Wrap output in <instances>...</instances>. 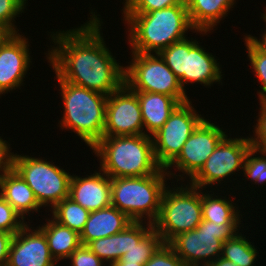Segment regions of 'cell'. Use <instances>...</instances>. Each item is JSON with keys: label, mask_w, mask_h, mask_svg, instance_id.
Returning <instances> with one entry per match:
<instances>
[{"label": "cell", "mask_w": 266, "mask_h": 266, "mask_svg": "<svg viewBox=\"0 0 266 266\" xmlns=\"http://www.w3.org/2000/svg\"><path fill=\"white\" fill-rule=\"evenodd\" d=\"M144 134L141 106L137 94L124 83L108 96L103 136Z\"/></svg>", "instance_id": "cell-14"}, {"label": "cell", "mask_w": 266, "mask_h": 266, "mask_svg": "<svg viewBox=\"0 0 266 266\" xmlns=\"http://www.w3.org/2000/svg\"><path fill=\"white\" fill-rule=\"evenodd\" d=\"M28 0H0V31L2 33H18L14 21L26 9Z\"/></svg>", "instance_id": "cell-30"}, {"label": "cell", "mask_w": 266, "mask_h": 266, "mask_svg": "<svg viewBox=\"0 0 266 266\" xmlns=\"http://www.w3.org/2000/svg\"><path fill=\"white\" fill-rule=\"evenodd\" d=\"M27 222L14 210V208L0 195V231L15 234Z\"/></svg>", "instance_id": "cell-32"}, {"label": "cell", "mask_w": 266, "mask_h": 266, "mask_svg": "<svg viewBox=\"0 0 266 266\" xmlns=\"http://www.w3.org/2000/svg\"><path fill=\"white\" fill-rule=\"evenodd\" d=\"M10 144L0 137V175L11 167Z\"/></svg>", "instance_id": "cell-37"}, {"label": "cell", "mask_w": 266, "mask_h": 266, "mask_svg": "<svg viewBox=\"0 0 266 266\" xmlns=\"http://www.w3.org/2000/svg\"><path fill=\"white\" fill-rule=\"evenodd\" d=\"M87 246L102 261L109 262L108 265L121 259L119 233L92 240Z\"/></svg>", "instance_id": "cell-28"}, {"label": "cell", "mask_w": 266, "mask_h": 266, "mask_svg": "<svg viewBox=\"0 0 266 266\" xmlns=\"http://www.w3.org/2000/svg\"><path fill=\"white\" fill-rule=\"evenodd\" d=\"M127 24L131 52L160 53L186 39L192 26L187 5L178 4L149 13H122ZM127 21V22H126Z\"/></svg>", "instance_id": "cell-2"}, {"label": "cell", "mask_w": 266, "mask_h": 266, "mask_svg": "<svg viewBox=\"0 0 266 266\" xmlns=\"http://www.w3.org/2000/svg\"><path fill=\"white\" fill-rule=\"evenodd\" d=\"M197 40H181L163 49L159 54L179 79L182 88L186 84L200 83L208 88L221 82V67L214 55L204 50Z\"/></svg>", "instance_id": "cell-7"}, {"label": "cell", "mask_w": 266, "mask_h": 266, "mask_svg": "<svg viewBox=\"0 0 266 266\" xmlns=\"http://www.w3.org/2000/svg\"><path fill=\"white\" fill-rule=\"evenodd\" d=\"M133 221L114 206L90 212L83 231L80 234L81 245L92 240L108 237L124 230Z\"/></svg>", "instance_id": "cell-18"}, {"label": "cell", "mask_w": 266, "mask_h": 266, "mask_svg": "<svg viewBox=\"0 0 266 266\" xmlns=\"http://www.w3.org/2000/svg\"><path fill=\"white\" fill-rule=\"evenodd\" d=\"M0 195L23 218L29 212H40L41 206L34 196L33 190L23 178L10 167L0 175Z\"/></svg>", "instance_id": "cell-19"}, {"label": "cell", "mask_w": 266, "mask_h": 266, "mask_svg": "<svg viewBox=\"0 0 266 266\" xmlns=\"http://www.w3.org/2000/svg\"><path fill=\"white\" fill-rule=\"evenodd\" d=\"M183 4L188 5L191 0H181Z\"/></svg>", "instance_id": "cell-42"}, {"label": "cell", "mask_w": 266, "mask_h": 266, "mask_svg": "<svg viewBox=\"0 0 266 266\" xmlns=\"http://www.w3.org/2000/svg\"><path fill=\"white\" fill-rule=\"evenodd\" d=\"M257 123L254 127V137L250 136L251 147L261 150L266 154V104H259Z\"/></svg>", "instance_id": "cell-35"}, {"label": "cell", "mask_w": 266, "mask_h": 266, "mask_svg": "<svg viewBox=\"0 0 266 266\" xmlns=\"http://www.w3.org/2000/svg\"><path fill=\"white\" fill-rule=\"evenodd\" d=\"M226 135L225 131L218 125L211 123L209 119H204L187 139L178 156L165 168L169 178L179 176L181 178L178 177L176 179L177 182L180 180L185 181L183 176L186 174V179L189 176L191 180L200 171L207 158ZM171 167L173 169L176 167L184 175H176L175 172L171 173L172 171H168Z\"/></svg>", "instance_id": "cell-13"}, {"label": "cell", "mask_w": 266, "mask_h": 266, "mask_svg": "<svg viewBox=\"0 0 266 266\" xmlns=\"http://www.w3.org/2000/svg\"><path fill=\"white\" fill-rule=\"evenodd\" d=\"M91 14L78 28L51 32L54 46L45 54L63 81L109 96L124 84L125 67L107 48L99 15Z\"/></svg>", "instance_id": "cell-1"}, {"label": "cell", "mask_w": 266, "mask_h": 266, "mask_svg": "<svg viewBox=\"0 0 266 266\" xmlns=\"http://www.w3.org/2000/svg\"><path fill=\"white\" fill-rule=\"evenodd\" d=\"M46 221L38 228L46 236L51 256L56 262L67 259L81 245L80 235L54 219Z\"/></svg>", "instance_id": "cell-22"}, {"label": "cell", "mask_w": 266, "mask_h": 266, "mask_svg": "<svg viewBox=\"0 0 266 266\" xmlns=\"http://www.w3.org/2000/svg\"><path fill=\"white\" fill-rule=\"evenodd\" d=\"M201 191L188 183L165 188L159 216L153 223L164 243H169L180 233L194 230L202 222Z\"/></svg>", "instance_id": "cell-6"}, {"label": "cell", "mask_w": 266, "mask_h": 266, "mask_svg": "<svg viewBox=\"0 0 266 266\" xmlns=\"http://www.w3.org/2000/svg\"><path fill=\"white\" fill-rule=\"evenodd\" d=\"M91 150L110 178L147 176L162 168L155 159L152 136L146 134L103 136Z\"/></svg>", "instance_id": "cell-3"}, {"label": "cell", "mask_w": 266, "mask_h": 266, "mask_svg": "<svg viewBox=\"0 0 266 266\" xmlns=\"http://www.w3.org/2000/svg\"><path fill=\"white\" fill-rule=\"evenodd\" d=\"M208 266H235V265L229 260H226L220 256L214 262L210 263Z\"/></svg>", "instance_id": "cell-40"}, {"label": "cell", "mask_w": 266, "mask_h": 266, "mask_svg": "<svg viewBox=\"0 0 266 266\" xmlns=\"http://www.w3.org/2000/svg\"><path fill=\"white\" fill-rule=\"evenodd\" d=\"M67 259L71 266H105L106 263L98 258L87 245H80ZM105 263V264H104Z\"/></svg>", "instance_id": "cell-36"}, {"label": "cell", "mask_w": 266, "mask_h": 266, "mask_svg": "<svg viewBox=\"0 0 266 266\" xmlns=\"http://www.w3.org/2000/svg\"><path fill=\"white\" fill-rule=\"evenodd\" d=\"M134 92H136L141 106L143 125L146 129L145 134L152 136L164 125L180 103L174 97L164 94L145 91Z\"/></svg>", "instance_id": "cell-20"}, {"label": "cell", "mask_w": 266, "mask_h": 266, "mask_svg": "<svg viewBox=\"0 0 266 266\" xmlns=\"http://www.w3.org/2000/svg\"><path fill=\"white\" fill-rule=\"evenodd\" d=\"M26 224L14 234L6 266H56L44 233Z\"/></svg>", "instance_id": "cell-16"}, {"label": "cell", "mask_w": 266, "mask_h": 266, "mask_svg": "<svg viewBox=\"0 0 266 266\" xmlns=\"http://www.w3.org/2000/svg\"><path fill=\"white\" fill-rule=\"evenodd\" d=\"M245 46L250 60V66L260 82L258 93L259 103L266 104V54L260 51L246 36L244 37Z\"/></svg>", "instance_id": "cell-27"}, {"label": "cell", "mask_w": 266, "mask_h": 266, "mask_svg": "<svg viewBox=\"0 0 266 266\" xmlns=\"http://www.w3.org/2000/svg\"><path fill=\"white\" fill-rule=\"evenodd\" d=\"M250 240L238 232L234 237L223 242L222 255L235 266H254L259 252Z\"/></svg>", "instance_id": "cell-24"}, {"label": "cell", "mask_w": 266, "mask_h": 266, "mask_svg": "<svg viewBox=\"0 0 266 266\" xmlns=\"http://www.w3.org/2000/svg\"><path fill=\"white\" fill-rule=\"evenodd\" d=\"M236 0H191L187 10L194 33L207 34L228 16V12L234 7Z\"/></svg>", "instance_id": "cell-21"}, {"label": "cell", "mask_w": 266, "mask_h": 266, "mask_svg": "<svg viewBox=\"0 0 266 266\" xmlns=\"http://www.w3.org/2000/svg\"><path fill=\"white\" fill-rule=\"evenodd\" d=\"M123 13H149L173 5L183 4L181 0H125Z\"/></svg>", "instance_id": "cell-33"}, {"label": "cell", "mask_w": 266, "mask_h": 266, "mask_svg": "<svg viewBox=\"0 0 266 266\" xmlns=\"http://www.w3.org/2000/svg\"><path fill=\"white\" fill-rule=\"evenodd\" d=\"M167 179L170 178L165 168L147 176L111 178L112 206L132 221H145L147 218L146 221L153 224L160 213Z\"/></svg>", "instance_id": "cell-5"}, {"label": "cell", "mask_w": 266, "mask_h": 266, "mask_svg": "<svg viewBox=\"0 0 266 266\" xmlns=\"http://www.w3.org/2000/svg\"><path fill=\"white\" fill-rule=\"evenodd\" d=\"M250 148L249 137L228 138L226 135L189 184L202 190L209 185L212 188L216 183L218 186L226 177L228 180L230 175L243 170L245 156Z\"/></svg>", "instance_id": "cell-12"}, {"label": "cell", "mask_w": 266, "mask_h": 266, "mask_svg": "<svg viewBox=\"0 0 266 266\" xmlns=\"http://www.w3.org/2000/svg\"><path fill=\"white\" fill-rule=\"evenodd\" d=\"M189 100L179 104L164 125L152 135L157 163L166 168L181 152L183 145L205 117Z\"/></svg>", "instance_id": "cell-11"}, {"label": "cell", "mask_w": 266, "mask_h": 266, "mask_svg": "<svg viewBox=\"0 0 266 266\" xmlns=\"http://www.w3.org/2000/svg\"><path fill=\"white\" fill-rule=\"evenodd\" d=\"M86 176L72 175L69 198L89 212L111 206V178L101 169Z\"/></svg>", "instance_id": "cell-17"}, {"label": "cell", "mask_w": 266, "mask_h": 266, "mask_svg": "<svg viewBox=\"0 0 266 266\" xmlns=\"http://www.w3.org/2000/svg\"><path fill=\"white\" fill-rule=\"evenodd\" d=\"M132 55L124 74V83L131 90L164 94L174 97L180 104L190 100L160 54L132 52Z\"/></svg>", "instance_id": "cell-10"}, {"label": "cell", "mask_w": 266, "mask_h": 266, "mask_svg": "<svg viewBox=\"0 0 266 266\" xmlns=\"http://www.w3.org/2000/svg\"><path fill=\"white\" fill-rule=\"evenodd\" d=\"M240 224L202 220L191 231L174 237L168 244L187 266H208L222 255L223 242L234 237Z\"/></svg>", "instance_id": "cell-8"}, {"label": "cell", "mask_w": 266, "mask_h": 266, "mask_svg": "<svg viewBox=\"0 0 266 266\" xmlns=\"http://www.w3.org/2000/svg\"><path fill=\"white\" fill-rule=\"evenodd\" d=\"M263 14V15H262ZM261 18H263V21L266 23V13H262ZM246 37L264 54H266V29L264 30V33L261 35V39H257L258 37L252 36V35H246Z\"/></svg>", "instance_id": "cell-39"}, {"label": "cell", "mask_w": 266, "mask_h": 266, "mask_svg": "<svg viewBox=\"0 0 266 266\" xmlns=\"http://www.w3.org/2000/svg\"><path fill=\"white\" fill-rule=\"evenodd\" d=\"M52 217L59 224L69 227L79 235L83 231L90 212L67 197L52 209Z\"/></svg>", "instance_id": "cell-25"}, {"label": "cell", "mask_w": 266, "mask_h": 266, "mask_svg": "<svg viewBox=\"0 0 266 266\" xmlns=\"http://www.w3.org/2000/svg\"><path fill=\"white\" fill-rule=\"evenodd\" d=\"M11 167L33 190L41 207L51 206L53 209L59 202L69 197L72 175L56 166L54 162L12 152Z\"/></svg>", "instance_id": "cell-9"}, {"label": "cell", "mask_w": 266, "mask_h": 266, "mask_svg": "<svg viewBox=\"0 0 266 266\" xmlns=\"http://www.w3.org/2000/svg\"><path fill=\"white\" fill-rule=\"evenodd\" d=\"M257 153L262 155L256 156ZM242 171L245 178L251 179V182L264 184L266 182V154L259 149L251 147L245 156Z\"/></svg>", "instance_id": "cell-29"}, {"label": "cell", "mask_w": 266, "mask_h": 266, "mask_svg": "<svg viewBox=\"0 0 266 266\" xmlns=\"http://www.w3.org/2000/svg\"><path fill=\"white\" fill-rule=\"evenodd\" d=\"M144 266H187L173 248L164 243Z\"/></svg>", "instance_id": "cell-34"}, {"label": "cell", "mask_w": 266, "mask_h": 266, "mask_svg": "<svg viewBox=\"0 0 266 266\" xmlns=\"http://www.w3.org/2000/svg\"><path fill=\"white\" fill-rule=\"evenodd\" d=\"M163 244L162 237L152 228L138 244H135L116 262H138V264H145Z\"/></svg>", "instance_id": "cell-26"}, {"label": "cell", "mask_w": 266, "mask_h": 266, "mask_svg": "<svg viewBox=\"0 0 266 266\" xmlns=\"http://www.w3.org/2000/svg\"><path fill=\"white\" fill-rule=\"evenodd\" d=\"M22 35L3 33L0 36V95L20 88L32 63L28 38Z\"/></svg>", "instance_id": "cell-15"}, {"label": "cell", "mask_w": 266, "mask_h": 266, "mask_svg": "<svg viewBox=\"0 0 266 266\" xmlns=\"http://www.w3.org/2000/svg\"><path fill=\"white\" fill-rule=\"evenodd\" d=\"M206 192H201L203 220L220 224H241L242 214H239L240 210L236 207V203H232L229 196L228 200L225 196L222 198L214 195V192L213 194Z\"/></svg>", "instance_id": "cell-23"}, {"label": "cell", "mask_w": 266, "mask_h": 266, "mask_svg": "<svg viewBox=\"0 0 266 266\" xmlns=\"http://www.w3.org/2000/svg\"><path fill=\"white\" fill-rule=\"evenodd\" d=\"M133 221L124 230L119 232L121 257L153 228V224L146 221ZM147 224V225H144Z\"/></svg>", "instance_id": "cell-31"}, {"label": "cell", "mask_w": 266, "mask_h": 266, "mask_svg": "<svg viewBox=\"0 0 266 266\" xmlns=\"http://www.w3.org/2000/svg\"><path fill=\"white\" fill-rule=\"evenodd\" d=\"M13 234L0 231V266H6Z\"/></svg>", "instance_id": "cell-38"}, {"label": "cell", "mask_w": 266, "mask_h": 266, "mask_svg": "<svg viewBox=\"0 0 266 266\" xmlns=\"http://www.w3.org/2000/svg\"><path fill=\"white\" fill-rule=\"evenodd\" d=\"M145 264H138V262H114L107 266H144Z\"/></svg>", "instance_id": "cell-41"}, {"label": "cell", "mask_w": 266, "mask_h": 266, "mask_svg": "<svg viewBox=\"0 0 266 266\" xmlns=\"http://www.w3.org/2000/svg\"><path fill=\"white\" fill-rule=\"evenodd\" d=\"M56 78L64 110L60 128L72 130L92 149L103 137L108 96Z\"/></svg>", "instance_id": "cell-4"}]
</instances>
